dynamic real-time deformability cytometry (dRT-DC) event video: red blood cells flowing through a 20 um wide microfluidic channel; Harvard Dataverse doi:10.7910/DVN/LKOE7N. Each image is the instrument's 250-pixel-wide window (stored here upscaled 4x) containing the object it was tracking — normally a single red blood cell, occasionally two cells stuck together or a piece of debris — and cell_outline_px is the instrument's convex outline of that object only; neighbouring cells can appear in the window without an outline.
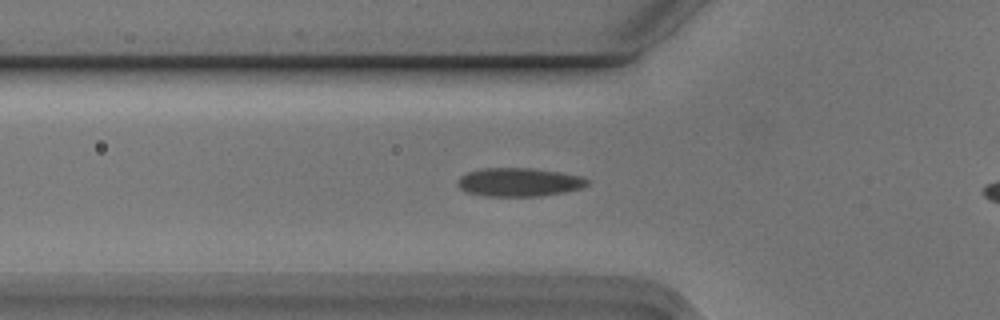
{"species": "Egyptian fruit bat (a non-hibernating species)", "species_latin": "Rousettus aegyptiacus", "temperature_condition": "cold", "stored_images_in_passage": 7, "camera_frame_rate_fps": 3000, "um_per_image_px": 0.085, "animal": {"sex": "male"}, "frame": {"image": 1, "passage_image": 7, "time_ms": 2.0, "image_size_px": [1000, 320], "cell_outline_px": [[592, 180], [588, 184], [580, 188], [564, 192], [540, 196], [484, 196], [464, 192], [456, 184], [456, 180], [460, 176], [468, 172], [484, 168], [532, 168], [560, 172], [580, 176]], "centroid_in_image_um": [44.09, 15.48], "position_along_channel_um": 81.7, "area_um2": 21.73}}